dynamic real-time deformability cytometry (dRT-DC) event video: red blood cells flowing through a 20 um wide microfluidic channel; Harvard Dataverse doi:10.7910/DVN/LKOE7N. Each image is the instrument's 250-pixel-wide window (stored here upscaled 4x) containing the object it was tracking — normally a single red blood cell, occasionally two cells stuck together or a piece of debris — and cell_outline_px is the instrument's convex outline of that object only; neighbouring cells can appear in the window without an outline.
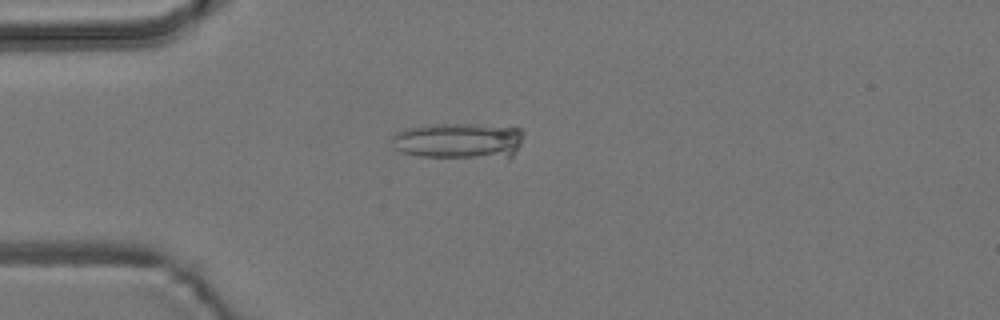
{"species": "common noctule bat (a hibernating species)", "species_latin": "Nyctalus noctula", "temperature_condition": "room temperature", "stored_images_in_passage": 1, "camera_frame_rate_fps": 3000, "um_per_image_px": 0.085, "animal": {"sex": "male", "body_mass_g": 19.2, "forearm_length_mm": 51.8}, "frame": {"image": 1, "passage_image": 1, "time_ms": 0.0, "image_size_px": [1000, 320], "cell_outline_px": [[524, 132], [520, 144], [516, 152], [508, 160], [420, 156], [400, 152], [392, 148], [392, 136], [396, 132], [404, 128], [432, 124], [472, 124], [520, 128]], "centroid_in_image_um": [39.02, 12.0], "position_along_channel_um": 46.0, "area_um2": 28.5}}